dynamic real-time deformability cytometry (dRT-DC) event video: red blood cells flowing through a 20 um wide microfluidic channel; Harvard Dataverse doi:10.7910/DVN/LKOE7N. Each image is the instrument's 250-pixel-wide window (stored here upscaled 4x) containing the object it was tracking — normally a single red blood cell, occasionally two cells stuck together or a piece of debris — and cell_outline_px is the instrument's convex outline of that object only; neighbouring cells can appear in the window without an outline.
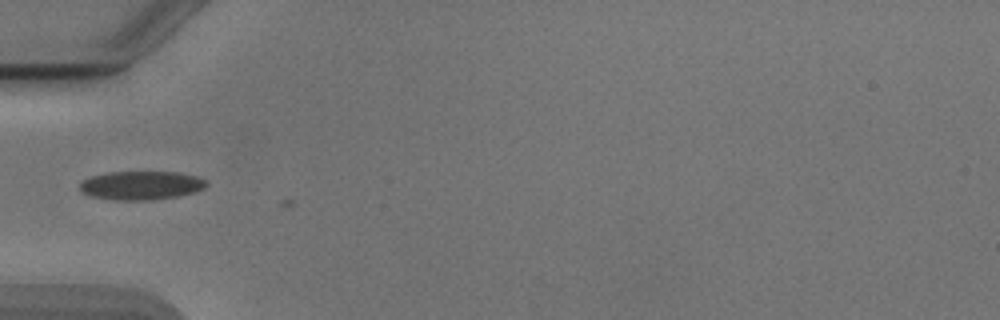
{"species": "Egyptian fruit bat (a non-hibernating species)", "species_latin": "Rousettus aegyptiacus", "temperature_condition": "cold", "stored_images_in_passage": 11, "camera_frame_rate_fps": 3000, "um_per_image_px": 0.085, "animal": {"sex": "male"}, "frame": {"image": 1, "passage_image": 2, "time_ms": 0.333, "image_size_px": [1000, 320], "cell_outline_px": [[208, 184], [204, 188], [196, 192], [180, 196], [152, 200], [116, 200], [92, 196], [80, 192], [80, 180], [92, 176], [108, 172], [176, 172], [196, 176], [204, 180]], "centroid_in_image_um": [11.99, 15.76], "position_along_channel_um": 73.0, "area_um2": 21.27}}
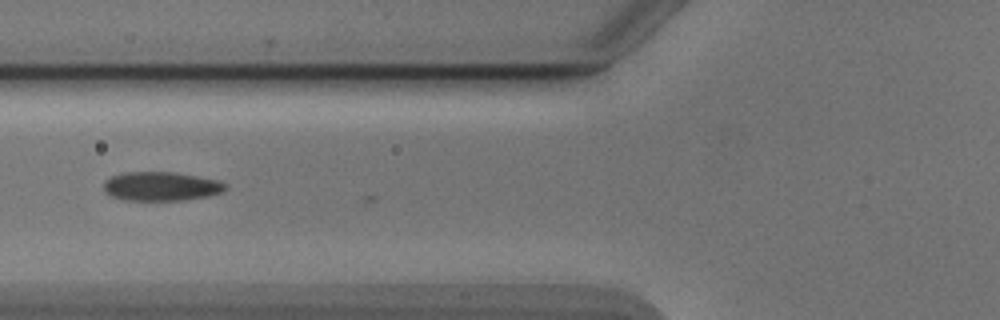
{"frame": {"image": 2, "passage_image": 5, "time_ms": 1.333, "image_size_px": [1000, 320], "cell_outline_px": [[228, 188], [224, 192], [208, 196], [184, 200], [124, 200], [112, 196], [104, 192], [104, 180], [112, 176], [128, 172], [176, 172], [216, 180], [224, 184]], "centroid_in_image_um": [13.69, 15.84], "position_along_channel_um": 112.1, "area_um2": 20.52}}
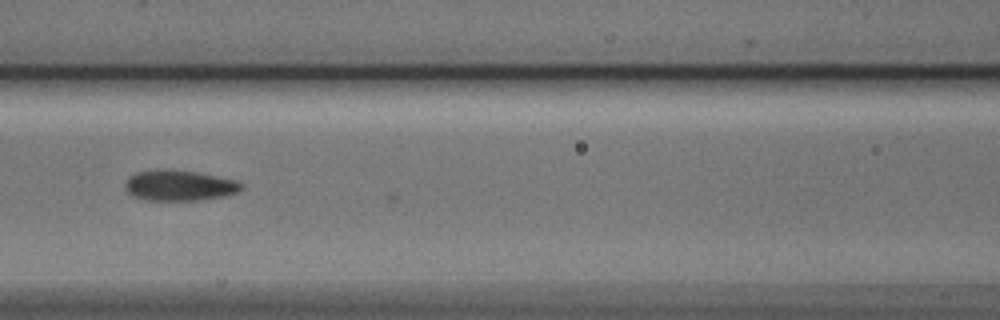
{"frame": {"image": 3, "passage_image": 8, "time_ms": 2.333, "image_size_px": [1000, 320], "cell_outline_px": [[244, 188], [240, 192], [228, 196], [200, 200], [144, 200], [132, 196], [124, 188], [124, 184], [128, 176], [136, 172], [196, 172], [236, 180], [244, 184]], "centroid_in_image_um": [15.3, 15.82], "position_along_channel_um": 151.3, "area_um2": 20.35}}